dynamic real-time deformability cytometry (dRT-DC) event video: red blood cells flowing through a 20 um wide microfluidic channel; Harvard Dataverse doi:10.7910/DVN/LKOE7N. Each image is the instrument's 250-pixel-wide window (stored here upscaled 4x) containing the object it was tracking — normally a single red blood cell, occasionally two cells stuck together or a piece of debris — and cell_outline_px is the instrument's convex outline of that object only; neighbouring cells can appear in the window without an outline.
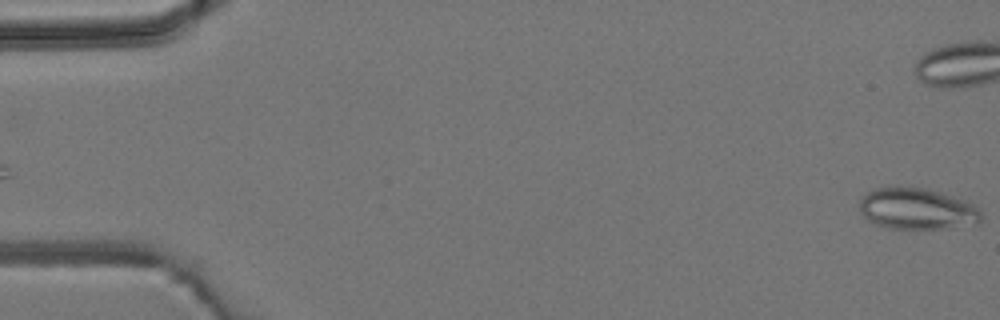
{"species": "common noctule bat (a hibernating species)", "species_latin": "Nyctalus noctula", "temperature_condition": "room temperature", "stored_images_in_passage": 6, "camera_frame_rate_fps": 3000, "um_per_image_px": 0.085, "animal": {"sex": "male", "body_mass_g": 19.2, "forearm_length_mm": 51.8}, "frame": {"image": 1, "passage_image": 1, "time_ms": 0.0, "image_size_px": [1000, 320], "cell_outline_px": [[980, 224], [944, 228], [892, 228], [876, 224], [868, 220], [860, 212], [860, 196], [876, 188], [888, 184], [908, 184], [928, 188], [968, 200], [980, 208]], "centroid_in_image_um": [77.95, 17.68], "position_along_channel_um": 7.1, "area_um2": 30.35}}